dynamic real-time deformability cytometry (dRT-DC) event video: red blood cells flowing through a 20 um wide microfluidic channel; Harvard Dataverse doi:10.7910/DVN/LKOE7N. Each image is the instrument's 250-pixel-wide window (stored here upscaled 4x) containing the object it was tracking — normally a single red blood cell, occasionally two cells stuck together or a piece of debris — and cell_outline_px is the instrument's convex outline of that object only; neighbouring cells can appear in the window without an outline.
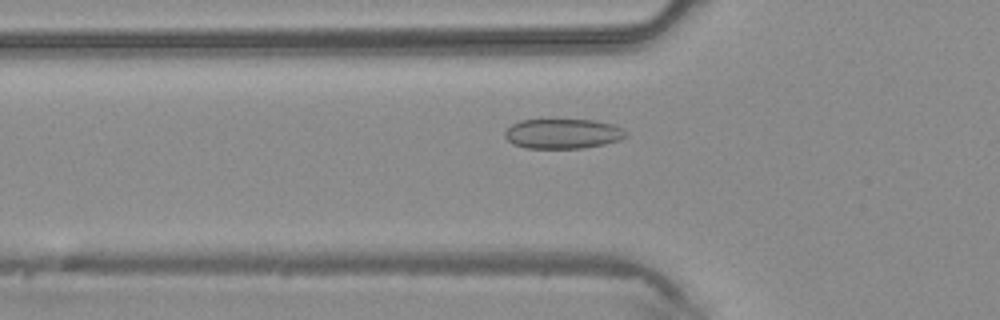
{"species": "common noctule bat (a hibernating species)", "species_latin": "Nyctalus noctula", "temperature_condition": "warm", "stored_images_in_passage": 28, "camera_frame_rate_fps": 3000, "um_per_image_px": 0.085, "animal": {"sex": "male", "body_mass_g": 20.4}, "frame": {"image": 1, "passage_image": 4, "time_ms": 1.0, "image_size_px": [1000, 320], "cell_outline_px": [[628, 136], [620, 140], [604, 144], [584, 148], [524, 148], [512, 144], [504, 136], [504, 132], [512, 124], [520, 120], [592, 120], [612, 124], [628, 132]], "centroid_in_image_um": [47.83, 11.37], "position_along_channel_um": 78.0, "area_um2": 21.1}}
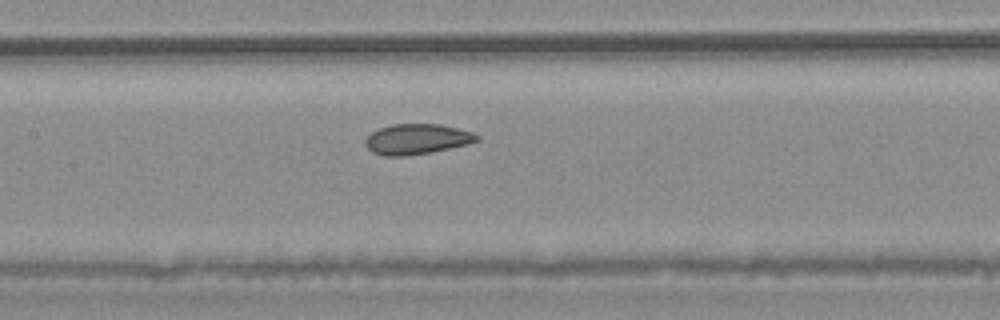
{"frame": {"image": 2, "passage_image": 10, "time_ms": 3.0, "image_size_px": [1000, 320], "cell_outline_px": [[480, 140], [468, 144], [428, 152], [404, 156], [384, 156], [372, 152], [364, 144], [364, 140], [372, 132], [380, 128], [392, 124], [440, 124], [460, 128], [472, 132], [480, 136]], "centroid_in_image_um": [35.44, 11.81], "position_along_channel_um": 172.0, "area_um2": 19.71}}
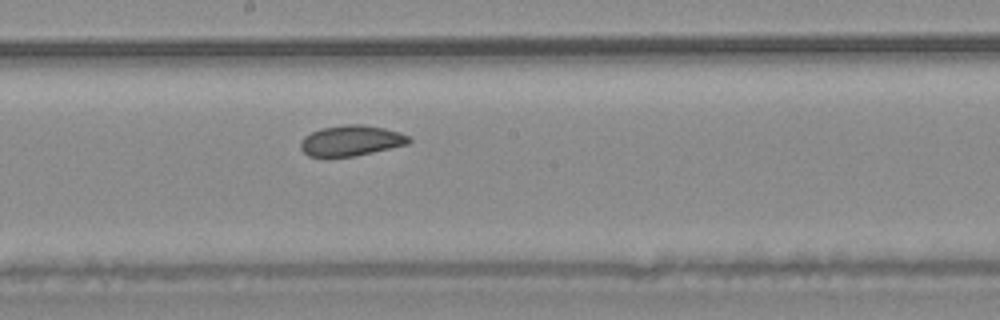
{"frame": {"image": 3, "passage_image": 13, "time_ms": 4.0, "image_size_px": [1000, 320], "cell_outline_px": [[412, 140], [408, 144], [356, 156], [308, 156], [300, 148], [300, 144], [304, 136], [320, 128], [344, 124], [360, 124], [384, 128], [400, 132], [408, 136]], "centroid_in_image_um": [29.85, 11.94], "position_along_channel_um": 218.4, "area_um2": 19.25}}